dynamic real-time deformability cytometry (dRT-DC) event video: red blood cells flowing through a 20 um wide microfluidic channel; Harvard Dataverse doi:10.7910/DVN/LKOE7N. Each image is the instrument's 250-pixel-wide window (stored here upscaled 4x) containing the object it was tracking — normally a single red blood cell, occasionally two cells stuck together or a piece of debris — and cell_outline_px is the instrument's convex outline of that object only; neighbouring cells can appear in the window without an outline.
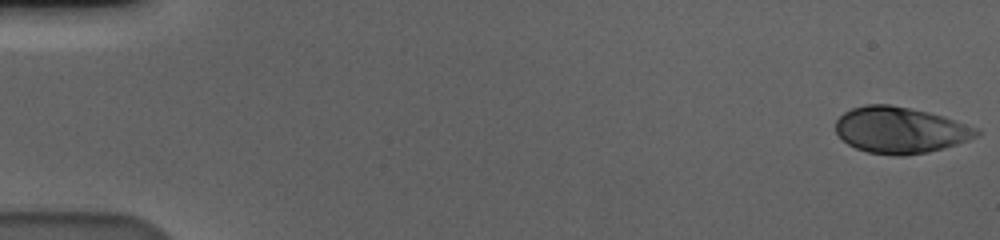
{"species": "human", "species_latin": "Homo sapiens", "temperature_condition": "cold", "stored_images_in_passage": 58, "camera_frame_rate_fps": 3000, "um_per_image_px": 0.085, "donor": {"sex": "male"}, "frame": {"image": 1, "passage_image": 1, "time_ms": 0.0, "image_size_px": [1000, 240], "cell_outline_px": [[980, 132], [976, 136], [968, 140], [944, 148], [928, 152], [904, 156], [896, 156], [868, 152], [856, 148], [848, 144], [836, 132], [836, 120], [844, 112], [852, 108], [864, 104], [888, 104], [928, 112], [944, 116], [980, 128]], "centroid_in_image_um": [76.53, 11.06], "position_along_channel_um": 8.5, "area_um2": 38.03}}
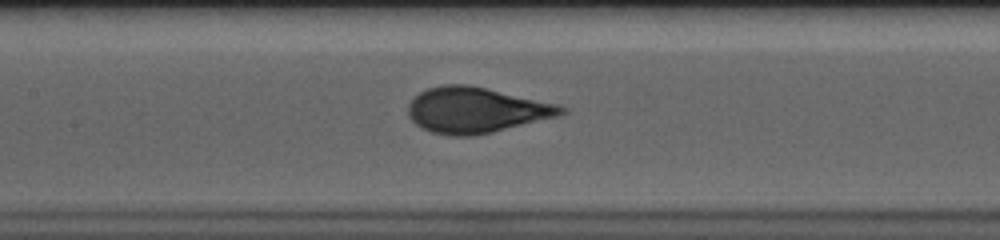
{"frame": {"image": 2, "passage_image": 28, "time_ms": 9.0, "image_size_px": [1000, 240], "cell_outline_px": [[568, 112], [560, 116], [492, 132], [472, 136], [452, 136], [432, 132], [420, 128], [408, 116], [408, 104], [420, 92], [428, 88], [444, 84], [468, 84], [560, 104], [568, 108]], "centroid_in_image_um": [40.5, 9.36], "position_along_channel_um": 166.9, "area_um2": 40.92}}
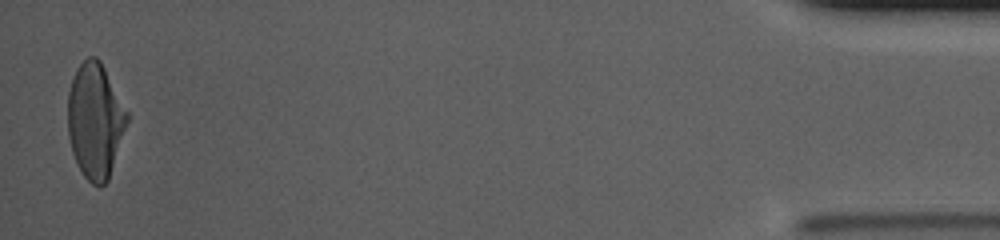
{"frame": {"image": 3, "passage_image": 57, "time_ms": 18.667, "image_size_px": [1000, 240], "cell_outline_px": [[128, 120], [108, 180], [100, 188], [92, 184], [84, 176], [72, 152], [68, 136], [68, 92], [76, 68], [88, 56], [96, 56], [100, 60], [128, 112]], "centroid_in_image_um": [8.08, 10.25], "position_along_channel_um": 427.1, "area_um2": 39.54}, "authors_computed_cell_mechanics": {"area_um2": 39.7664, "velocity_mm_per_s": 3.582, "shape_relaxation_time_tau1_ms": 3.5813, "shape_relaxation_time_tau2_ms": null, "deformation_change_tau1": 0.1772, "deformation_change_tau2": null}}